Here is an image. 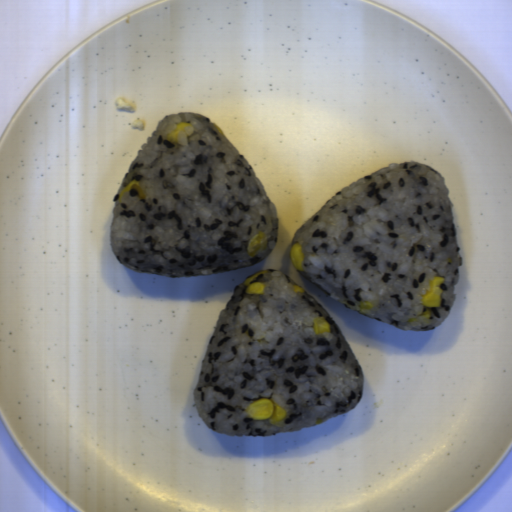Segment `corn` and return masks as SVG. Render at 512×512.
I'll return each instance as SVG.
<instances>
[{"label":"corn","mask_w":512,"mask_h":512,"mask_svg":"<svg viewBox=\"0 0 512 512\" xmlns=\"http://www.w3.org/2000/svg\"><path fill=\"white\" fill-rule=\"evenodd\" d=\"M194 132V125L188 122H177L165 140L180 145H189L188 138Z\"/></svg>","instance_id":"corn-3"},{"label":"corn","mask_w":512,"mask_h":512,"mask_svg":"<svg viewBox=\"0 0 512 512\" xmlns=\"http://www.w3.org/2000/svg\"><path fill=\"white\" fill-rule=\"evenodd\" d=\"M374 306L372 303L368 302V301H362L360 302L359 306H358V309H359V312L364 310V309H372Z\"/></svg>","instance_id":"corn-9"},{"label":"corn","mask_w":512,"mask_h":512,"mask_svg":"<svg viewBox=\"0 0 512 512\" xmlns=\"http://www.w3.org/2000/svg\"><path fill=\"white\" fill-rule=\"evenodd\" d=\"M311 328L317 334L328 333L332 335L331 325L326 320L325 316L314 317Z\"/></svg>","instance_id":"corn-7"},{"label":"corn","mask_w":512,"mask_h":512,"mask_svg":"<svg viewBox=\"0 0 512 512\" xmlns=\"http://www.w3.org/2000/svg\"><path fill=\"white\" fill-rule=\"evenodd\" d=\"M428 281L430 284V289H426L425 294L422 295L421 314L416 318H410L408 323L414 322L418 318H426L430 320L431 309H441L444 289H442L440 285L444 283L445 277L442 275H435L433 280L428 279Z\"/></svg>","instance_id":"corn-2"},{"label":"corn","mask_w":512,"mask_h":512,"mask_svg":"<svg viewBox=\"0 0 512 512\" xmlns=\"http://www.w3.org/2000/svg\"><path fill=\"white\" fill-rule=\"evenodd\" d=\"M289 258L298 272H305L303 261L305 254L303 253V246L299 243H291L289 246Z\"/></svg>","instance_id":"corn-6"},{"label":"corn","mask_w":512,"mask_h":512,"mask_svg":"<svg viewBox=\"0 0 512 512\" xmlns=\"http://www.w3.org/2000/svg\"><path fill=\"white\" fill-rule=\"evenodd\" d=\"M269 245L267 234L264 231H258L246 243V252L249 257H254L262 250H267Z\"/></svg>","instance_id":"corn-4"},{"label":"corn","mask_w":512,"mask_h":512,"mask_svg":"<svg viewBox=\"0 0 512 512\" xmlns=\"http://www.w3.org/2000/svg\"><path fill=\"white\" fill-rule=\"evenodd\" d=\"M293 292L297 293H305L304 288L300 285L292 284Z\"/></svg>","instance_id":"corn-10"},{"label":"corn","mask_w":512,"mask_h":512,"mask_svg":"<svg viewBox=\"0 0 512 512\" xmlns=\"http://www.w3.org/2000/svg\"><path fill=\"white\" fill-rule=\"evenodd\" d=\"M267 272H270V271H267V270H257L253 275L247 277L246 280L243 283V285H245V287H244L245 294H252V295H263V294H265V285H264V283L256 282V281L251 283V281L254 280L257 275L265 274Z\"/></svg>","instance_id":"corn-5"},{"label":"corn","mask_w":512,"mask_h":512,"mask_svg":"<svg viewBox=\"0 0 512 512\" xmlns=\"http://www.w3.org/2000/svg\"><path fill=\"white\" fill-rule=\"evenodd\" d=\"M247 418L253 421L268 420L269 424L279 425L287 417L286 409L277 404L273 398H258L245 407Z\"/></svg>","instance_id":"corn-1"},{"label":"corn","mask_w":512,"mask_h":512,"mask_svg":"<svg viewBox=\"0 0 512 512\" xmlns=\"http://www.w3.org/2000/svg\"><path fill=\"white\" fill-rule=\"evenodd\" d=\"M130 189H134L137 191L138 193V197H139V200L140 199H146V195L143 191V189L141 188L138 180H136L135 178L127 185L123 188L122 192L119 194V201L121 203V197L127 192L129 191Z\"/></svg>","instance_id":"corn-8"}]
</instances>
